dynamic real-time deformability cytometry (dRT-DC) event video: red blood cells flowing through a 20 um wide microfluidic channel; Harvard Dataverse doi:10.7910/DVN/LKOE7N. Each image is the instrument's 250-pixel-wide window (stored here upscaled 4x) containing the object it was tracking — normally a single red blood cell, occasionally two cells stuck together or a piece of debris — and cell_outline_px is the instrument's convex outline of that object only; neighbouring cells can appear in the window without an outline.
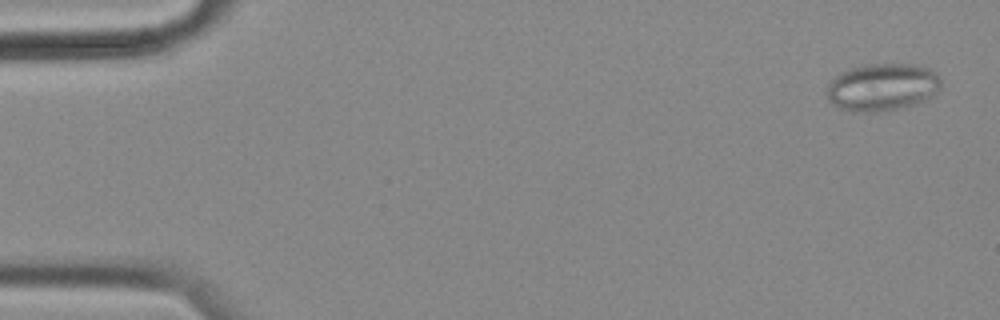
{"species": "common noctule bat (a hibernating species)", "species_latin": "Nyctalus noctula", "temperature_condition": "cold", "stored_images_in_passage": 15, "camera_frame_rate_fps": 3000, "um_per_image_px": 0.085, "animal": {"sex": "female", "body_mass_g": 18.4}, "frame": {"image": 1, "passage_image": 3, "time_ms": 0.667, "image_size_px": [1000, 320], "cell_outline_px": [[940, 88], [932, 96], [916, 104], [880, 112], [852, 112], [840, 108], [832, 104], [828, 100], [828, 84], [840, 72], [864, 64], [912, 64], [928, 68], [936, 72], [940, 80]], "centroid_in_image_um": [74.99, 7.41], "position_along_channel_um": 10.0, "area_um2": 31.62}}